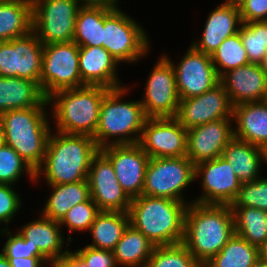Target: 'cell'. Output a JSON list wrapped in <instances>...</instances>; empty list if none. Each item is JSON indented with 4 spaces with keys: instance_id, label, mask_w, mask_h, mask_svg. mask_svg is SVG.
I'll return each instance as SVG.
<instances>
[{
    "instance_id": "obj_1",
    "label": "cell",
    "mask_w": 267,
    "mask_h": 267,
    "mask_svg": "<svg viewBox=\"0 0 267 267\" xmlns=\"http://www.w3.org/2000/svg\"><path fill=\"white\" fill-rule=\"evenodd\" d=\"M230 205L190 202L185 212L183 244L194 258L207 263L234 235Z\"/></svg>"
},
{
    "instance_id": "obj_2",
    "label": "cell",
    "mask_w": 267,
    "mask_h": 267,
    "mask_svg": "<svg viewBox=\"0 0 267 267\" xmlns=\"http://www.w3.org/2000/svg\"><path fill=\"white\" fill-rule=\"evenodd\" d=\"M99 151L92 136L50 133L45 159L36 171V179L44 172L48 185L87 180L91 161Z\"/></svg>"
},
{
    "instance_id": "obj_3",
    "label": "cell",
    "mask_w": 267,
    "mask_h": 267,
    "mask_svg": "<svg viewBox=\"0 0 267 267\" xmlns=\"http://www.w3.org/2000/svg\"><path fill=\"white\" fill-rule=\"evenodd\" d=\"M187 206V202L141 195L132 198L130 225L155 246L183 243Z\"/></svg>"
},
{
    "instance_id": "obj_4",
    "label": "cell",
    "mask_w": 267,
    "mask_h": 267,
    "mask_svg": "<svg viewBox=\"0 0 267 267\" xmlns=\"http://www.w3.org/2000/svg\"><path fill=\"white\" fill-rule=\"evenodd\" d=\"M111 89L103 86H83L63 89L47 98L52 105L56 132L94 136L99 123L100 107ZM56 99V100H55Z\"/></svg>"
},
{
    "instance_id": "obj_5",
    "label": "cell",
    "mask_w": 267,
    "mask_h": 267,
    "mask_svg": "<svg viewBox=\"0 0 267 267\" xmlns=\"http://www.w3.org/2000/svg\"><path fill=\"white\" fill-rule=\"evenodd\" d=\"M126 92L125 87L111 89L101 103L99 123L93 136L99 149L110 145L135 144L140 141L148 117L140 100L120 102V98H123ZM112 137L117 138L110 141L109 138Z\"/></svg>"
},
{
    "instance_id": "obj_6",
    "label": "cell",
    "mask_w": 267,
    "mask_h": 267,
    "mask_svg": "<svg viewBox=\"0 0 267 267\" xmlns=\"http://www.w3.org/2000/svg\"><path fill=\"white\" fill-rule=\"evenodd\" d=\"M46 116L45 108L10 110L0 115L5 128L6 144L35 172L44 162L52 131Z\"/></svg>"
},
{
    "instance_id": "obj_7",
    "label": "cell",
    "mask_w": 267,
    "mask_h": 267,
    "mask_svg": "<svg viewBox=\"0 0 267 267\" xmlns=\"http://www.w3.org/2000/svg\"><path fill=\"white\" fill-rule=\"evenodd\" d=\"M86 86L79 73V46L74 42L43 45L40 88L46 98L63 90Z\"/></svg>"
},
{
    "instance_id": "obj_8",
    "label": "cell",
    "mask_w": 267,
    "mask_h": 267,
    "mask_svg": "<svg viewBox=\"0 0 267 267\" xmlns=\"http://www.w3.org/2000/svg\"><path fill=\"white\" fill-rule=\"evenodd\" d=\"M78 0H32V31L43 44L73 41Z\"/></svg>"
},
{
    "instance_id": "obj_9",
    "label": "cell",
    "mask_w": 267,
    "mask_h": 267,
    "mask_svg": "<svg viewBox=\"0 0 267 267\" xmlns=\"http://www.w3.org/2000/svg\"><path fill=\"white\" fill-rule=\"evenodd\" d=\"M148 37L143 28L120 8L111 9L103 22V47L118 61L132 63L145 57Z\"/></svg>"
},
{
    "instance_id": "obj_10",
    "label": "cell",
    "mask_w": 267,
    "mask_h": 267,
    "mask_svg": "<svg viewBox=\"0 0 267 267\" xmlns=\"http://www.w3.org/2000/svg\"><path fill=\"white\" fill-rule=\"evenodd\" d=\"M195 177V165L186 157L150 158L142 195L185 202L182 191Z\"/></svg>"
},
{
    "instance_id": "obj_11",
    "label": "cell",
    "mask_w": 267,
    "mask_h": 267,
    "mask_svg": "<svg viewBox=\"0 0 267 267\" xmlns=\"http://www.w3.org/2000/svg\"><path fill=\"white\" fill-rule=\"evenodd\" d=\"M43 45L33 31L0 42V77L25 78L40 86Z\"/></svg>"
},
{
    "instance_id": "obj_12",
    "label": "cell",
    "mask_w": 267,
    "mask_h": 267,
    "mask_svg": "<svg viewBox=\"0 0 267 267\" xmlns=\"http://www.w3.org/2000/svg\"><path fill=\"white\" fill-rule=\"evenodd\" d=\"M159 59L150 73L140 103L148 118L175 117L180 102L175 72L167 56Z\"/></svg>"
},
{
    "instance_id": "obj_13",
    "label": "cell",
    "mask_w": 267,
    "mask_h": 267,
    "mask_svg": "<svg viewBox=\"0 0 267 267\" xmlns=\"http://www.w3.org/2000/svg\"><path fill=\"white\" fill-rule=\"evenodd\" d=\"M139 144L150 158L186 156L187 129L175 117L148 118Z\"/></svg>"
},
{
    "instance_id": "obj_14",
    "label": "cell",
    "mask_w": 267,
    "mask_h": 267,
    "mask_svg": "<svg viewBox=\"0 0 267 267\" xmlns=\"http://www.w3.org/2000/svg\"><path fill=\"white\" fill-rule=\"evenodd\" d=\"M87 181L100 211L129 212L132 199L118 182L111 161L99 151L92 159Z\"/></svg>"
},
{
    "instance_id": "obj_15",
    "label": "cell",
    "mask_w": 267,
    "mask_h": 267,
    "mask_svg": "<svg viewBox=\"0 0 267 267\" xmlns=\"http://www.w3.org/2000/svg\"><path fill=\"white\" fill-rule=\"evenodd\" d=\"M233 105L219 83L201 95L180 99L175 118L187 130L219 119H233Z\"/></svg>"
},
{
    "instance_id": "obj_16",
    "label": "cell",
    "mask_w": 267,
    "mask_h": 267,
    "mask_svg": "<svg viewBox=\"0 0 267 267\" xmlns=\"http://www.w3.org/2000/svg\"><path fill=\"white\" fill-rule=\"evenodd\" d=\"M200 175L203 195L193 201L196 203L230 205L242 184L222 156L196 164L195 177Z\"/></svg>"
},
{
    "instance_id": "obj_17",
    "label": "cell",
    "mask_w": 267,
    "mask_h": 267,
    "mask_svg": "<svg viewBox=\"0 0 267 267\" xmlns=\"http://www.w3.org/2000/svg\"><path fill=\"white\" fill-rule=\"evenodd\" d=\"M189 48L177 66L168 59L175 72L180 99L201 95L220 83L211 55L197 51L192 46Z\"/></svg>"
},
{
    "instance_id": "obj_18",
    "label": "cell",
    "mask_w": 267,
    "mask_h": 267,
    "mask_svg": "<svg viewBox=\"0 0 267 267\" xmlns=\"http://www.w3.org/2000/svg\"><path fill=\"white\" fill-rule=\"evenodd\" d=\"M100 151L111 161L119 184L132 199L142 195L150 157L139 143L106 146Z\"/></svg>"
},
{
    "instance_id": "obj_19",
    "label": "cell",
    "mask_w": 267,
    "mask_h": 267,
    "mask_svg": "<svg viewBox=\"0 0 267 267\" xmlns=\"http://www.w3.org/2000/svg\"><path fill=\"white\" fill-rule=\"evenodd\" d=\"M231 119H219L187 130L186 157L194 164L222 156L234 138Z\"/></svg>"
},
{
    "instance_id": "obj_20",
    "label": "cell",
    "mask_w": 267,
    "mask_h": 267,
    "mask_svg": "<svg viewBox=\"0 0 267 267\" xmlns=\"http://www.w3.org/2000/svg\"><path fill=\"white\" fill-rule=\"evenodd\" d=\"M220 83L233 106L267 100V75L259 64L250 63L229 70L220 77Z\"/></svg>"
},
{
    "instance_id": "obj_21",
    "label": "cell",
    "mask_w": 267,
    "mask_h": 267,
    "mask_svg": "<svg viewBox=\"0 0 267 267\" xmlns=\"http://www.w3.org/2000/svg\"><path fill=\"white\" fill-rule=\"evenodd\" d=\"M118 63L104 47H79V73L85 85L109 89L123 87L116 73Z\"/></svg>"
},
{
    "instance_id": "obj_22",
    "label": "cell",
    "mask_w": 267,
    "mask_h": 267,
    "mask_svg": "<svg viewBox=\"0 0 267 267\" xmlns=\"http://www.w3.org/2000/svg\"><path fill=\"white\" fill-rule=\"evenodd\" d=\"M242 23L239 6L223 2L209 14L200 43L194 41L191 46L211 55L227 37L239 32Z\"/></svg>"
},
{
    "instance_id": "obj_23",
    "label": "cell",
    "mask_w": 267,
    "mask_h": 267,
    "mask_svg": "<svg viewBox=\"0 0 267 267\" xmlns=\"http://www.w3.org/2000/svg\"><path fill=\"white\" fill-rule=\"evenodd\" d=\"M234 137L267 149V100L233 106Z\"/></svg>"
},
{
    "instance_id": "obj_24",
    "label": "cell",
    "mask_w": 267,
    "mask_h": 267,
    "mask_svg": "<svg viewBox=\"0 0 267 267\" xmlns=\"http://www.w3.org/2000/svg\"><path fill=\"white\" fill-rule=\"evenodd\" d=\"M49 105L40 86L19 77H0V115L10 110L45 108Z\"/></svg>"
},
{
    "instance_id": "obj_25",
    "label": "cell",
    "mask_w": 267,
    "mask_h": 267,
    "mask_svg": "<svg viewBox=\"0 0 267 267\" xmlns=\"http://www.w3.org/2000/svg\"><path fill=\"white\" fill-rule=\"evenodd\" d=\"M60 223L41 215L36 221H32L20 228L19 233L33 249H38L49 262L60 259L67 250L62 252L64 236L61 233Z\"/></svg>"
},
{
    "instance_id": "obj_26",
    "label": "cell",
    "mask_w": 267,
    "mask_h": 267,
    "mask_svg": "<svg viewBox=\"0 0 267 267\" xmlns=\"http://www.w3.org/2000/svg\"><path fill=\"white\" fill-rule=\"evenodd\" d=\"M222 157L231 165L234 174L244 182L258 179L265 150L246 141L233 138L224 148Z\"/></svg>"
},
{
    "instance_id": "obj_27",
    "label": "cell",
    "mask_w": 267,
    "mask_h": 267,
    "mask_svg": "<svg viewBox=\"0 0 267 267\" xmlns=\"http://www.w3.org/2000/svg\"><path fill=\"white\" fill-rule=\"evenodd\" d=\"M32 31V0L0 1V42Z\"/></svg>"
},
{
    "instance_id": "obj_28",
    "label": "cell",
    "mask_w": 267,
    "mask_h": 267,
    "mask_svg": "<svg viewBox=\"0 0 267 267\" xmlns=\"http://www.w3.org/2000/svg\"><path fill=\"white\" fill-rule=\"evenodd\" d=\"M49 186L52 187V194L42 215L54 221L60 222L69 209L91 198L87 180Z\"/></svg>"
},
{
    "instance_id": "obj_29",
    "label": "cell",
    "mask_w": 267,
    "mask_h": 267,
    "mask_svg": "<svg viewBox=\"0 0 267 267\" xmlns=\"http://www.w3.org/2000/svg\"><path fill=\"white\" fill-rule=\"evenodd\" d=\"M129 224L128 213L100 211L90 227L93 242L88 246L113 251Z\"/></svg>"
},
{
    "instance_id": "obj_30",
    "label": "cell",
    "mask_w": 267,
    "mask_h": 267,
    "mask_svg": "<svg viewBox=\"0 0 267 267\" xmlns=\"http://www.w3.org/2000/svg\"><path fill=\"white\" fill-rule=\"evenodd\" d=\"M154 248L150 240L129 224L113 253L117 266L145 267Z\"/></svg>"
},
{
    "instance_id": "obj_31",
    "label": "cell",
    "mask_w": 267,
    "mask_h": 267,
    "mask_svg": "<svg viewBox=\"0 0 267 267\" xmlns=\"http://www.w3.org/2000/svg\"><path fill=\"white\" fill-rule=\"evenodd\" d=\"M111 9L81 6L78 10L73 41L79 47H103L104 16Z\"/></svg>"
},
{
    "instance_id": "obj_32",
    "label": "cell",
    "mask_w": 267,
    "mask_h": 267,
    "mask_svg": "<svg viewBox=\"0 0 267 267\" xmlns=\"http://www.w3.org/2000/svg\"><path fill=\"white\" fill-rule=\"evenodd\" d=\"M235 233L260 247L267 241V212L254 207H231Z\"/></svg>"
},
{
    "instance_id": "obj_33",
    "label": "cell",
    "mask_w": 267,
    "mask_h": 267,
    "mask_svg": "<svg viewBox=\"0 0 267 267\" xmlns=\"http://www.w3.org/2000/svg\"><path fill=\"white\" fill-rule=\"evenodd\" d=\"M258 259L259 248L234 233L207 264L209 267H254Z\"/></svg>"
},
{
    "instance_id": "obj_34",
    "label": "cell",
    "mask_w": 267,
    "mask_h": 267,
    "mask_svg": "<svg viewBox=\"0 0 267 267\" xmlns=\"http://www.w3.org/2000/svg\"><path fill=\"white\" fill-rule=\"evenodd\" d=\"M211 60L219 77L229 70L250 64L239 32L227 37L211 54Z\"/></svg>"
},
{
    "instance_id": "obj_35",
    "label": "cell",
    "mask_w": 267,
    "mask_h": 267,
    "mask_svg": "<svg viewBox=\"0 0 267 267\" xmlns=\"http://www.w3.org/2000/svg\"><path fill=\"white\" fill-rule=\"evenodd\" d=\"M239 34L250 63L259 64L267 52V21L243 22Z\"/></svg>"
},
{
    "instance_id": "obj_36",
    "label": "cell",
    "mask_w": 267,
    "mask_h": 267,
    "mask_svg": "<svg viewBox=\"0 0 267 267\" xmlns=\"http://www.w3.org/2000/svg\"><path fill=\"white\" fill-rule=\"evenodd\" d=\"M198 261L183 243L155 246L145 267H194Z\"/></svg>"
},
{
    "instance_id": "obj_37",
    "label": "cell",
    "mask_w": 267,
    "mask_h": 267,
    "mask_svg": "<svg viewBox=\"0 0 267 267\" xmlns=\"http://www.w3.org/2000/svg\"><path fill=\"white\" fill-rule=\"evenodd\" d=\"M33 181L36 172L19 156V154L8 144L0 146V184L12 185L20 179L23 172Z\"/></svg>"
},
{
    "instance_id": "obj_38",
    "label": "cell",
    "mask_w": 267,
    "mask_h": 267,
    "mask_svg": "<svg viewBox=\"0 0 267 267\" xmlns=\"http://www.w3.org/2000/svg\"><path fill=\"white\" fill-rule=\"evenodd\" d=\"M231 207H254L267 212V178L259 177L241 184Z\"/></svg>"
},
{
    "instance_id": "obj_39",
    "label": "cell",
    "mask_w": 267,
    "mask_h": 267,
    "mask_svg": "<svg viewBox=\"0 0 267 267\" xmlns=\"http://www.w3.org/2000/svg\"><path fill=\"white\" fill-rule=\"evenodd\" d=\"M99 212L100 210L97 204L90 198L69 209L59 223L60 226L66 225L70 233L74 230H78L79 232L84 230L89 231Z\"/></svg>"
},
{
    "instance_id": "obj_40",
    "label": "cell",
    "mask_w": 267,
    "mask_h": 267,
    "mask_svg": "<svg viewBox=\"0 0 267 267\" xmlns=\"http://www.w3.org/2000/svg\"><path fill=\"white\" fill-rule=\"evenodd\" d=\"M1 233H7L6 235H8V240L2 249V253L6 258L45 257L38 249H33L29 244V240H25L19 232L12 235V233L5 228V230L1 229Z\"/></svg>"
},
{
    "instance_id": "obj_41",
    "label": "cell",
    "mask_w": 267,
    "mask_h": 267,
    "mask_svg": "<svg viewBox=\"0 0 267 267\" xmlns=\"http://www.w3.org/2000/svg\"><path fill=\"white\" fill-rule=\"evenodd\" d=\"M11 185L0 184V222L9 224L21 206V201Z\"/></svg>"
},
{
    "instance_id": "obj_42",
    "label": "cell",
    "mask_w": 267,
    "mask_h": 267,
    "mask_svg": "<svg viewBox=\"0 0 267 267\" xmlns=\"http://www.w3.org/2000/svg\"><path fill=\"white\" fill-rule=\"evenodd\" d=\"M88 265V267H117L114 253L111 250L96 249L85 246L75 251Z\"/></svg>"
},
{
    "instance_id": "obj_43",
    "label": "cell",
    "mask_w": 267,
    "mask_h": 267,
    "mask_svg": "<svg viewBox=\"0 0 267 267\" xmlns=\"http://www.w3.org/2000/svg\"><path fill=\"white\" fill-rule=\"evenodd\" d=\"M238 6L242 22L267 21V0H243Z\"/></svg>"
},
{
    "instance_id": "obj_44",
    "label": "cell",
    "mask_w": 267,
    "mask_h": 267,
    "mask_svg": "<svg viewBox=\"0 0 267 267\" xmlns=\"http://www.w3.org/2000/svg\"><path fill=\"white\" fill-rule=\"evenodd\" d=\"M64 254L60 259L49 262L51 267H88L86 262L76 253L69 252Z\"/></svg>"
},
{
    "instance_id": "obj_45",
    "label": "cell",
    "mask_w": 267,
    "mask_h": 267,
    "mask_svg": "<svg viewBox=\"0 0 267 267\" xmlns=\"http://www.w3.org/2000/svg\"><path fill=\"white\" fill-rule=\"evenodd\" d=\"M11 267H42L48 263L46 257H21V258H7Z\"/></svg>"
},
{
    "instance_id": "obj_46",
    "label": "cell",
    "mask_w": 267,
    "mask_h": 267,
    "mask_svg": "<svg viewBox=\"0 0 267 267\" xmlns=\"http://www.w3.org/2000/svg\"><path fill=\"white\" fill-rule=\"evenodd\" d=\"M81 6L104 7L108 9L119 8L118 0H78ZM82 1V4H81Z\"/></svg>"
},
{
    "instance_id": "obj_47",
    "label": "cell",
    "mask_w": 267,
    "mask_h": 267,
    "mask_svg": "<svg viewBox=\"0 0 267 267\" xmlns=\"http://www.w3.org/2000/svg\"><path fill=\"white\" fill-rule=\"evenodd\" d=\"M259 258L267 262V241L259 247Z\"/></svg>"
},
{
    "instance_id": "obj_48",
    "label": "cell",
    "mask_w": 267,
    "mask_h": 267,
    "mask_svg": "<svg viewBox=\"0 0 267 267\" xmlns=\"http://www.w3.org/2000/svg\"><path fill=\"white\" fill-rule=\"evenodd\" d=\"M6 144V137H5V128L3 121L0 117V146Z\"/></svg>"
},
{
    "instance_id": "obj_49",
    "label": "cell",
    "mask_w": 267,
    "mask_h": 267,
    "mask_svg": "<svg viewBox=\"0 0 267 267\" xmlns=\"http://www.w3.org/2000/svg\"><path fill=\"white\" fill-rule=\"evenodd\" d=\"M260 68L262 71L267 75V52L262 58L261 62L259 63Z\"/></svg>"
},
{
    "instance_id": "obj_50",
    "label": "cell",
    "mask_w": 267,
    "mask_h": 267,
    "mask_svg": "<svg viewBox=\"0 0 267 267\" xmlns=\"http://www.w3.org/2000/svg\"><path fill=\"white\" fill-rule=\"evenodd\" d=\"M0 267H11L8 259L5 257V255L2 252H0Z\"/></svg>"
},
{
    "instance_id": "obj_51",
    "label": "cell",
    "mask_w": 267,
    "mask_h": 267,
    "mask_svg": "<svg viewBox=\"0 0 267 267\" xmlns=\"http://www.w3.org/2000/svg\"><path fill=\"white\" fill-rule=\"evenodd\" d=\"M254 267H267V262L259 258Z\"/></svg>"
},
{
    "instance_id": "obj_52",
    "label": "cell",
    "mask_w": 267,
    "mask_h": 267,
    "mask_svg": "<svg viewBox=\"0 0 267 267\" xmlns=\"http://www.w3.org/2000/svg\"><path fill=\"white\" fill-rule=\"evenodd\" d=\"M243 0H225L224 3L239 5Z\"/></svg>"
},
{
    "instance_id": "obj_53",
    "label": "cell",
    "mask_w": 267,
    "mask_h": 267,
    "mask_svg": "<svg viewBox=\"0 0 267 267\" xmlns=\"http://www.w3.org/2000/svg\"><path fill=\"white\" fill-rule=\"evenodd\" d=\"M194 267H209L207 263L198 262Z\"/></svg>"
},
{
    "instance_id": "obj_54",
    "label": "cell",
    "mask_w": 267,
    "mask_h": 267,
    "mask_svg": "<svg viewBox=\"0 0 267 267\" xmlns=\"http://www.w3.org/2000/svg\"><path fill=\"white\" fill-rule=\"evenodd\" d=\"M265 162L267 163V149L265 150Z\"/></svg>"
}]
</instances>
